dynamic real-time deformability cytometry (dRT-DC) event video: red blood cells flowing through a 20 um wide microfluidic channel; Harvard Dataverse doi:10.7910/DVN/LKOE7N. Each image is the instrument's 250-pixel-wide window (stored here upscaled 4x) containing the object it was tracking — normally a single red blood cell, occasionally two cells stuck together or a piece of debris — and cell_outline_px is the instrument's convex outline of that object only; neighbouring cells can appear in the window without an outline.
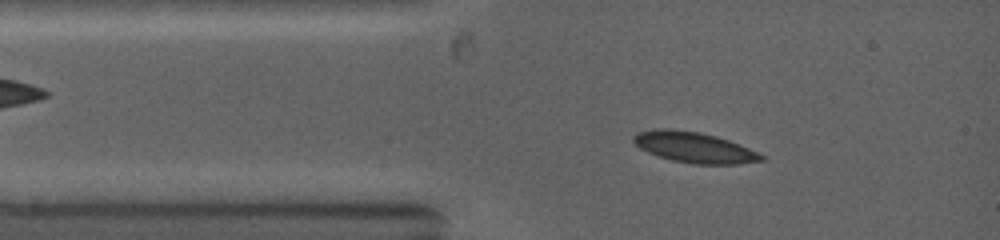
{"species": "common noctule bat (a hibernating species)", "species_latin": "Nyctalus noctula", "temperature_condition": "warm", "stored_images_in_passage": 6, "camera_frame_rate_fps": 5000, "um_per_image_px": 0.085, "animal": {"sex": "female", "body_mass_g": 19.0, "forearm_length_mm": 53.3}, "frame": {"image": 1, "passage_image": 3, "time_ms": 1.2, "image_size_px": [1000, 240], "cell_outline_px": [[764, 160], [736, 164], [692, 164], [672, 160], [648, 152], [640, 148], [632, 140], [632, 136], [636, 132], [656, 128], [672, 128], [700, 132], [716, 136], [728, 140], [748, 148], [764, 156]], "centroid_in_image_um": [58.95, 12.51], "position_along_channel_um": 26.0, "area_um2": 22.77}}
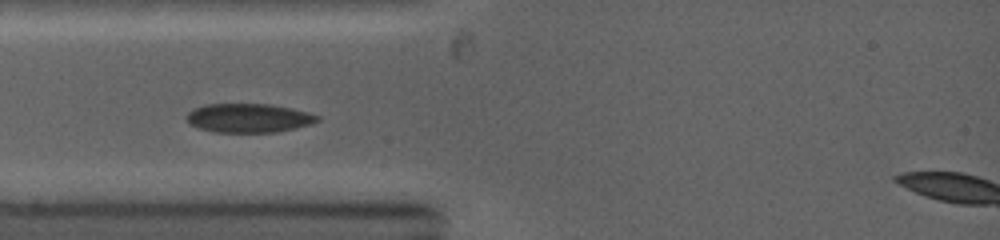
{"frame": {"image": 2, "passage_image": 5, "time_ms": 2.4, "image_size_px": [1000, 240], "cell_outline_px": [[320, 120], [312, 124], [296, 128], [276, 132], [216, 132], [196, 128], [184, 116], [188, 112], [204, 104], [272, 104], [292, 108], [308, 112], [320, 116]], "centroid_in_image_um": [21.16, 10.03], "position_along_channel_um": 63.8, "area_um2": 22.2}}